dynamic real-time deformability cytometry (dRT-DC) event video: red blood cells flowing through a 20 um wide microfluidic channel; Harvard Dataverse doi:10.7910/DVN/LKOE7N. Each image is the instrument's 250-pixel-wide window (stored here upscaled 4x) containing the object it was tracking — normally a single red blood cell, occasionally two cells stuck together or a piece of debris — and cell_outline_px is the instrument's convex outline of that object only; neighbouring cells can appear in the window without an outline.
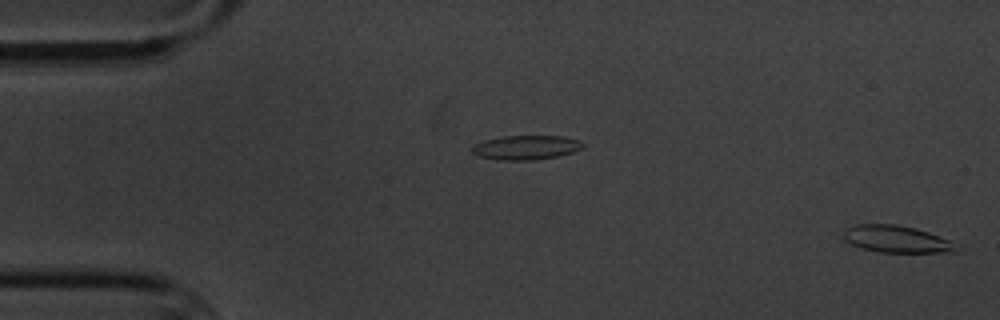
{"species": "common noctule bat (a hibernating species)", "species_latin": "Nyctalus noctula", "temperature_condition": "cold", "stored_images_in_passage": 4, "segment_of_instrument_passage": [2, 2], "camera_frame_rate_fps": 3000, "um_per_image_px": 0.085, "animal": {"sex": "male", "body_mass_g": 20.1, "forearm_length_mm": 53.5}, "frame": {"image": 1, "passage_image": 4, "time_ms": 3.667, "image_size_px": [1000, 320], "cell_outline_px": [[956, 252], [880, 252], [860, 248], [844, 240], [844, 228], [856, 224], [896, 224], [916, 228], [928, 232], [948, 240]], "centroid_in_image_um": [76.09, 20.31], "position_along_channel_um": 8.9, "area_um2": 17.46}}